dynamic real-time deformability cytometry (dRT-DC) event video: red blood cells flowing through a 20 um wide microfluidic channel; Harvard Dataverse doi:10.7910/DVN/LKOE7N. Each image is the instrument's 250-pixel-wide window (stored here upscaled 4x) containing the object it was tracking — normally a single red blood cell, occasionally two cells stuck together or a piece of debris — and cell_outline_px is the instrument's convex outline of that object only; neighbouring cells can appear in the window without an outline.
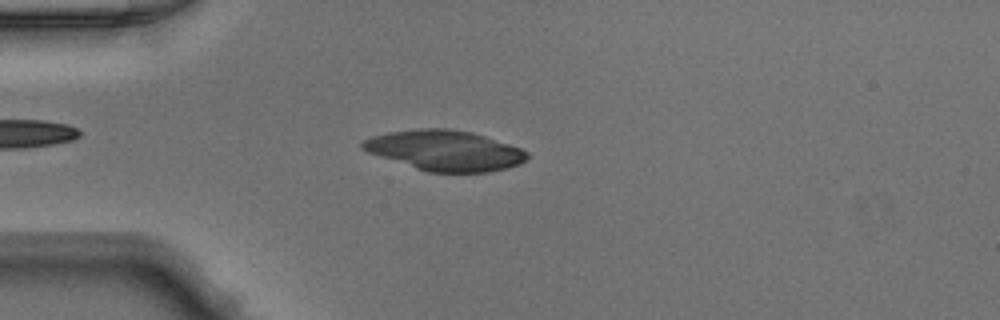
{"species": "Egyptian fruit bat (a non-hibernating species)", "species_latin": "Rousettus aegyptiacus", "temperature_condition": "warm", "stored_images_in_passage": 47, "camera_frame_rate_fps": 3000, "um_per_image_px": 0.085, "animal": {"sex": "male"}, "frame": {"image": 1, "passage_image": 12, "time_ms": 3.667, "image_size_px": [1000, 320], "cell_outline_px": [[528, 156], [520, 164], [508, 168], [488, 172], [428, 172], [368, 152], [360, 148], [360, 144], [364, 140], [372, 136], [388, 132], [420, 128], [452, 128], [472, 132], [520, 148], [528, 152]], "centroid_in_image_um": [37.81, 12.78], "position_along_channel_um": 47.2, "area_um2": 38.44}}
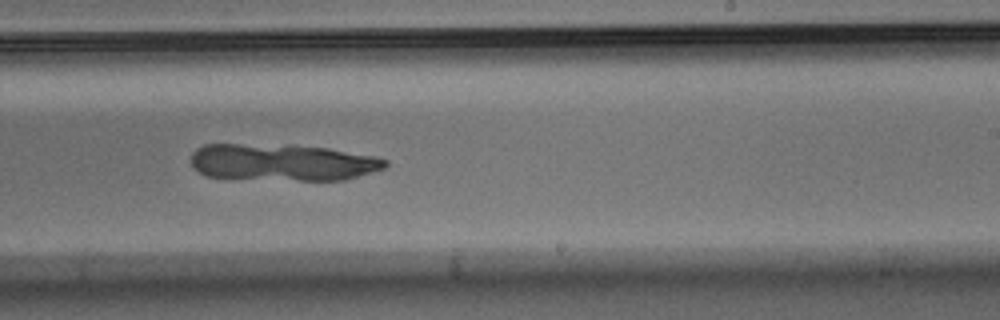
{"frame": {"image": 2, "passage_image": 29, "time_ms": 9.333, "image_size_px": [1000, 320], "cell_outline_px": [[388, 164], [384, 168], [372, 172], [344, 180], [300, 180], [208, 176], [200, 172], [192, 164], [192, 152], [196, 148], [204, 144], [292, 144], [328, 148], [376, 156], [388, 160]], "centroid_in_image_um": [24.06, 13.77], "position_along_channel_um": 264.9, "area_um2": 41.73}}